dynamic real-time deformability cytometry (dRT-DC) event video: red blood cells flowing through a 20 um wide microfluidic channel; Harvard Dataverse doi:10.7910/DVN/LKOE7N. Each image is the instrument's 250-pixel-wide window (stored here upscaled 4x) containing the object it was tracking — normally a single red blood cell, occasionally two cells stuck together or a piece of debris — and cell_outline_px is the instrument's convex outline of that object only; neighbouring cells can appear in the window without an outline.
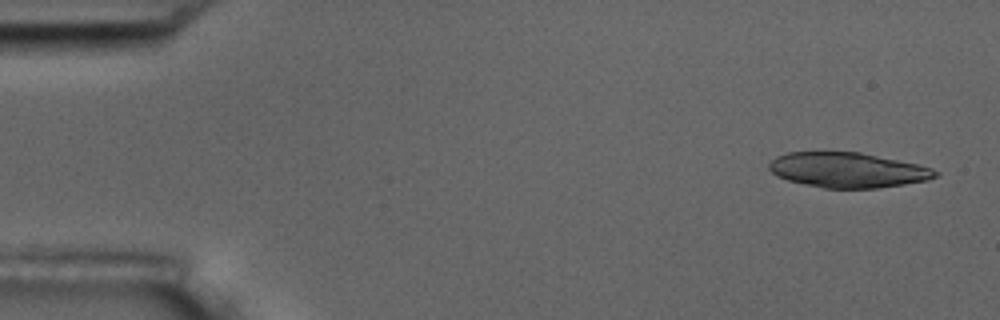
{"species": "common noctule bat (a hibernating species)", "species_latin": "Nyctalus noctula", "temperature_condition": "room temperature", "stored_images_in_passage": 5, "camera_frame_rate_fps": 3000, "um_per_image_px": 0.085, "animal": {"sex": "male", "body_mass_g": 17.5, "forearm_length_mm": 52.3}, "frame": {"image": 1, "passage_image": 1, "time_ms": 0.0, "image_size_px": [1000, 320], "cell_outline_px": [[940, 172], [936, 176], [928, 180], [904, 184], [876, 188], [824, 188], [804, 184], [788, 180], [776, 176], [768, 168], [768, 164], [776, 156], [788, 152], [860, 152], [916, 164], [932, 168]], "centroid_in_image_um": [72.03, 14.45], "position_along_channel_um": 13.0, "area_um2": 33.81}}
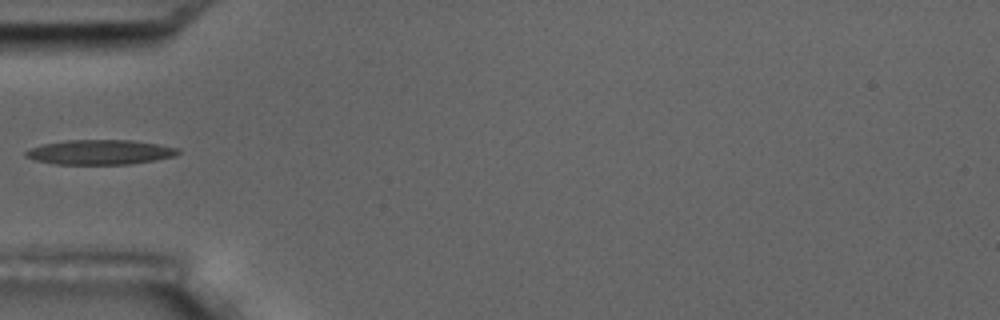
{"frame": {"image": 2, "passage_image": 5, "time_ms": 5.333, "image_size_px": [1000, 320], "cell_outline_px": [[180, 152], [176, 156], [128, 164], [56, 164], [36, 160], [24, 156], [24, 152], [32, 148], [44, 144], [64, 140], [132, 140], [160, 144], [180, 148]], "centroid_in_image_um": [8.53, 12.92], "position_along_channel_um": 76.5, "area_um2": 21.91}}